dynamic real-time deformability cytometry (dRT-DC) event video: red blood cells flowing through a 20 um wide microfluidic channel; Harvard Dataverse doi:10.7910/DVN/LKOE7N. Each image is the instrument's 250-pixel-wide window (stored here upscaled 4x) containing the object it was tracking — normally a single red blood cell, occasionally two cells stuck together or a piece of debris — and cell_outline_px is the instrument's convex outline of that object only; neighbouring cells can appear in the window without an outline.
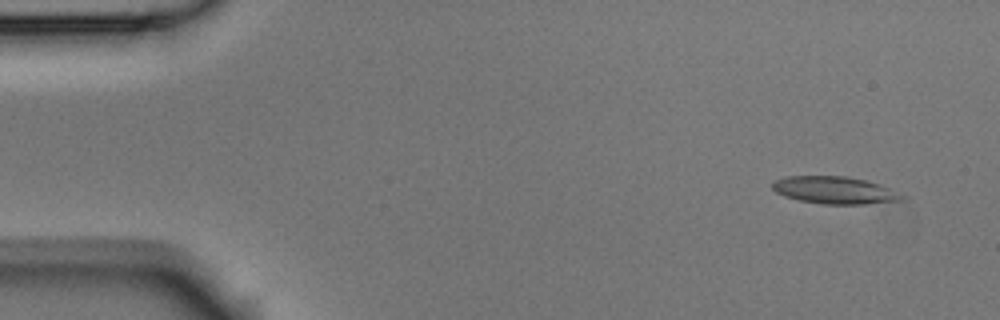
{"species": "Egyptian fruit bat (a non-hibernating species)", "species_latin": "Rousettus aegyptiacus", "temperature_condition": "room temperature", "stored_images_in_passage": 4, "camera_frame_rate_fps": 3000, "um_per_image_px": 0.085, "animal": {"sex": "male"}, "frame": {"image": 1, "passage_image": 1, "time_ms": 0.0, "image_size_px": [1000, 320], "cell_outline_px": [[908, 196], [900, 200], [864, 204], [824, 204], [800, 200], [784, 196], [776, 192], [772, 188], [772, 180], [788, 176], [848, 176], [868, 180], [892, 188]], "centroid_in_image_um": [70.98, 16.15], "position_along_channel_um": 14.0, "area_um2": 20.87}}
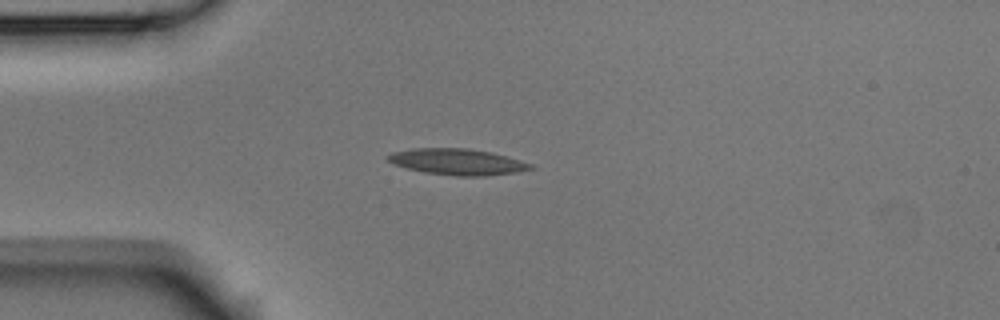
{"frame": {"image": 2, "passage_image": 4, "time_ms": 1.0, "image_size_px": [1000, 320], "cell_outline_px": [[536, 168], [516, 172], [488, 176], [456, 176], [424, 172], [392, 164], [384, 156], [392, 152], [412, 148], [468, 148], [492, 152], [520, 160], [532, 164]], "centroid_in_image_um": [38.87, 13.75], "position_along_channel_um": 46.1, "area_um2": 21.91}}